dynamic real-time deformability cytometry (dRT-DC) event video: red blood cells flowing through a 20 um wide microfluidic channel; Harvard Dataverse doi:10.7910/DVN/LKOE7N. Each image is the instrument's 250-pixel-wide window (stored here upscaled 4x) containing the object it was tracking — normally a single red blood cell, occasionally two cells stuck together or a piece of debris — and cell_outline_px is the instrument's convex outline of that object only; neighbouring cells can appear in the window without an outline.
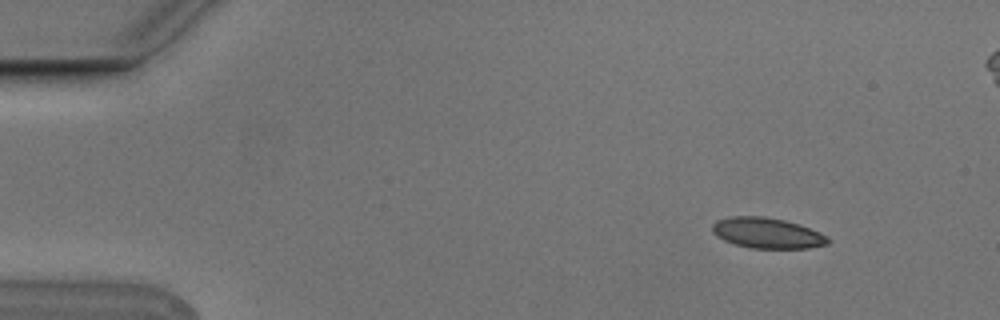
{"species": "Egyptian fruit bat (a non-hibernating species)", "species_latin": "Rousettus aegyptiacus", "temperature_condition": "cold", "stored_images_in_passage": 4, "camera_frame_rate_fps": 3000, "um_per_image_px": 0.085, "animal": {"sex": "male"}, "frame": {"image": 1, "passage_image": 1, "time_ms": 0.0, "image_size_px": [1000, 320], "cell_outline_px": [[832, 240], [828, 244], [808, 248], [752, 248], [736, 244], [724, 240], [716, 236], [712, 232], [712, 224], [716, 220], [732, 216], [764, 216], [784, 220], [800, 224], [820, 232]], "centroid_in_image_um": [65.22, 19.8], "position_along_channel_um": 19.8, "area_um2": 20.69}}
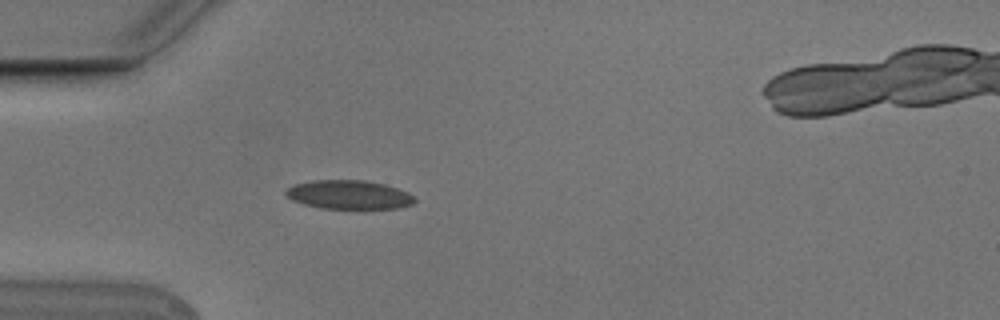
{"frame": {"image": 2, "passage_image": 4, "time_ms": 1.0, "image_size_px": [1000, 320], "cell_outline_px": [[416, 200], [412, 204], [400, 208], [320, 208], [304, 204], [292, 200], [284, 192], [288, 188], [296, 184], [312, 180], [364, 180], [384, 184], [408, 192]], "centroid_in_image_um": [29.66, 16.54], "position_along_channel_um": 55.3, "area_um2": 21.44}}